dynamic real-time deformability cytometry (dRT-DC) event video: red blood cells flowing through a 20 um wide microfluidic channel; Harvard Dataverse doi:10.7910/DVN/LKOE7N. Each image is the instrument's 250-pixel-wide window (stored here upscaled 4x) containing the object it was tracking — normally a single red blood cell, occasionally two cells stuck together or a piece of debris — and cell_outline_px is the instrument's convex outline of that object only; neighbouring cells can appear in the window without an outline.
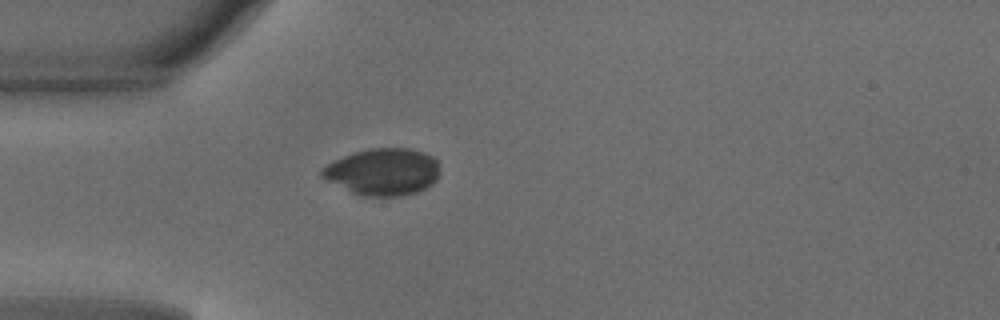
{"species": "common noctule bat (a hibernating species)", "species_latin": "Nyctalus noctula", "temperature_condition": "warm", "stored_images_in_passage": 33, "camera_frame_rate_fps": 3000, "um_per_image_px": 0.085, "animal": {"sex": "male", "body_mass_g": 18.8}, "frame": {"image": 1, "passage_image": 1, "time_ms": 0.0, "image_size_px": [1000, 320], "cell_outline_px": [[440, 172], [436, 180], [432, 184], [416, 192], [404, 196], [364, 196], [352, 192], [324, 180], [320, 176], [320, 168], [352, 152], [368, 148], [408, 148], [424, 152], [432, 156], [436, 160]], "centroid_in_image_um": [32.53, 14.6], "position_along_channel_um": 52.5, "area_um2": 32.43}}
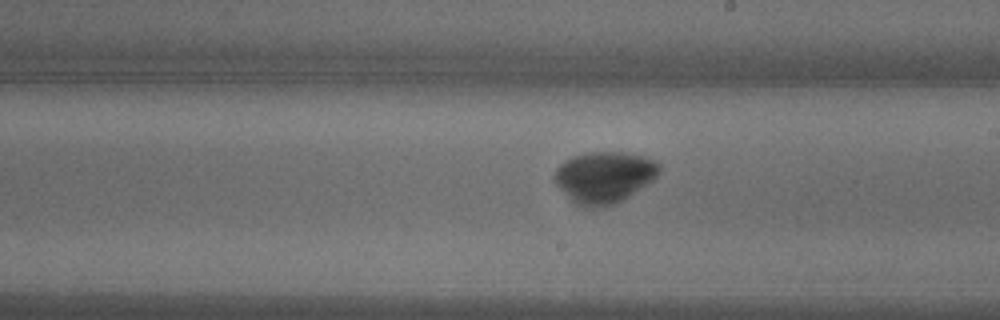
{"frame": {"image": 2, "passage_image": 15, "time_ms": 4.667, "image_size_px": [1000, 320], "cell_outline_px": [[660, 172], [652, 180], [616, 204], [600, 208], [580, 208], [556, 184], [552, 176], [556, 168], [560, 164], [572, 156], [592, 152], [624, 152], [644, 156], [660, 164]], "centroid_in_image_um": [51.33, 15.07], "position_along_channel_um": 237.7, "area_um2": 31.39}}
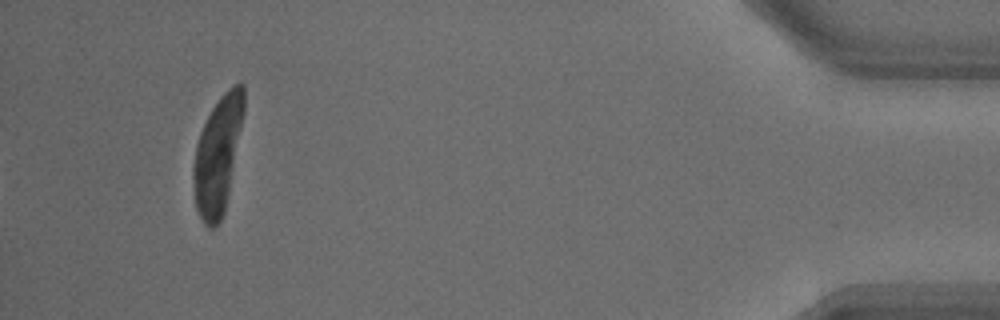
{"frame": {"image": 3, "passage_image": 33, "time_ms": 10.667, "image_size_px": [1000, 320], "cell_outline_px": [[244, 112], [224, 212], [216, 228], [208, 228], [204, 224], [196, 208], [192, 176], [192, 168], [196, 144], [200, 132], [212, 108], [220, 96], [232, 84], [240, 80], [244, 84]], "centroid_in_image_um": [18.49, 13.14], "position_along_channel_um": 416.7, "area_um2": 34.16}}